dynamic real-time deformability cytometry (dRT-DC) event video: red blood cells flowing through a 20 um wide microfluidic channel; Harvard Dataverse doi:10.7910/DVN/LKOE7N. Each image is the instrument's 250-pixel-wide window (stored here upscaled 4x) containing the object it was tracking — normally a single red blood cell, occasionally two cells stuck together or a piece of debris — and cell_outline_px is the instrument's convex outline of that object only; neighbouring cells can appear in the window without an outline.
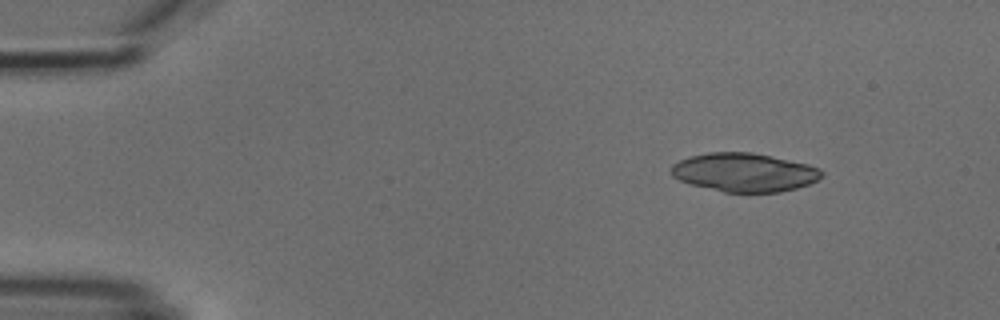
{"species": "common noctule bat (a hibernating species)", "species_latin": "Nyctalus noctula", "temperature_condition": "cold", "stored_images_in_passage": 3, "camera_frame_rate_fps": 3000, "um_per_image_px": 0.085, "animal": {"sex": "male", "body_mass_g": 18.8}, "frame": {"image": 1, "passage_image": 1, "time_ms": 0.0, "image_size_px": [1000, 320], "cell_outline_px": [[824, 176], [808, 184], [796, 188], [780, 192], [724, 192], [688, 184], [672, 176], [672, 164], [688, 156], [708, 152], [752, 152], [772, 156], [808, 164], [820, 168], [824, 172]], "centroid_in_image_um": [63.26, 14.64], "position_along_channel_um": 21.7, "area_um2": 34.04}}